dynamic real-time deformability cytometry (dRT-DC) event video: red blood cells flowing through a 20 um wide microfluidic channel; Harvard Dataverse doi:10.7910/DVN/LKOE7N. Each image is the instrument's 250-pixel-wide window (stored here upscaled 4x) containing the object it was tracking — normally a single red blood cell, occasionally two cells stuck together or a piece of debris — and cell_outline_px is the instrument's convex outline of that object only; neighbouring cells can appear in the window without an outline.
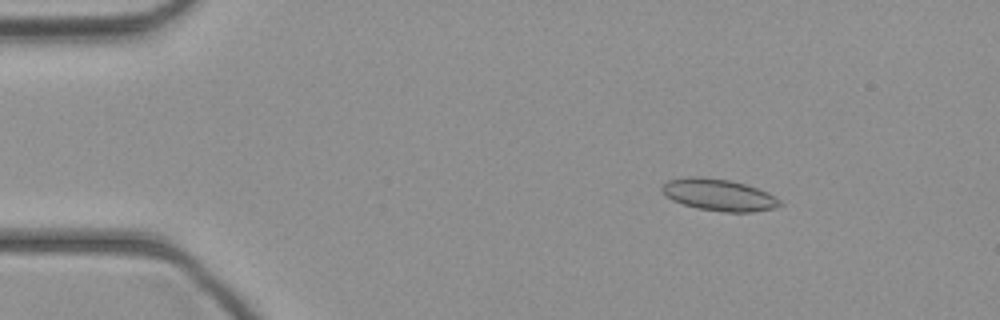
{"species": "common noctule bat (a hibernating species)", "species_latin": "Nyctalus noctula", "temperature_condition": "cold", "stored_images_in_passage": 45, "camera_frame_rate_fps": 3000, "um_per_image_px": 0.085, "animal": {"sex": "female", "body_mass_g": 21.9}, "frame": {"image": 1, "passage_image": 7, "time_ms": 2.0, "image_size_px": [1000, 320], "cell_outline_px": [[784, 204], [772, 208], [752, 212], [724, 212], [696, 208], [672, 200], [660, 188], [668, 180], [684, 176], [704, 176], [728, 180], [744, 184], [768, 192], [776, 196]], "centroid_in_image_um": [61.1, 16.55], "position_along_channel_um": 23.9, "area_um2": 21.85}}
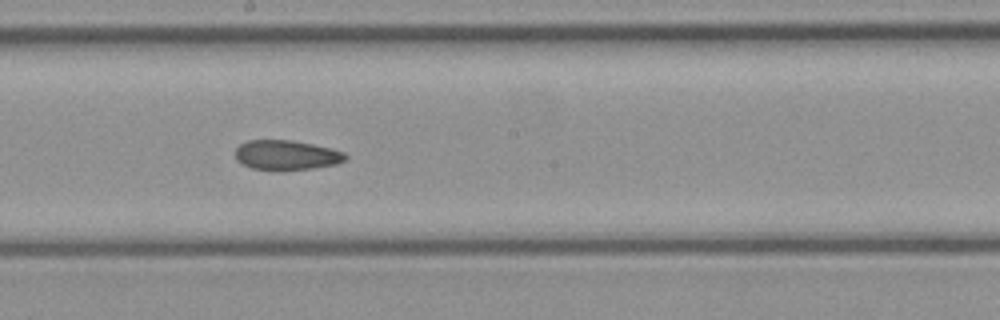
{"frame": {"image": 2, "passage_image": 25, "time_ms": 8.0, "image_size_px": [1000, 320], "cell_outline_px": [[348, 156], [344, 160], [336, 164], [312, 168], [280, 172], [252, 168], [240, 164], [236, 160], [236, 148], [240, 144], [248, 140], [292, 140], [332, 148], [344, 152]], "centroid_in_image_um": [24.32, 13.2], "position_along_channel_um": 223.9, "area_um2": 19.48}}
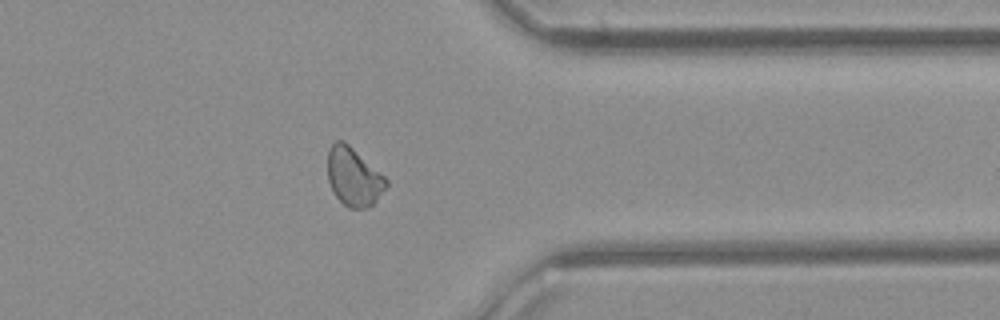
{"frame": {"image": 3, "passage_image": 36, "time_ms": 11.667, "image_size_px": [1000, 320], "cell_outline_px": [[388, 184], [376, 200], [368, 208], [348, 208], [336, 196], [328, 180], [328, 148], [336, 140], [344, 140], [384, 176], [388, 180]], "centroid_in_image_um": [30.05, 15.02], "position_along_channel_um": 381.4, "area_um2": 19.65}}